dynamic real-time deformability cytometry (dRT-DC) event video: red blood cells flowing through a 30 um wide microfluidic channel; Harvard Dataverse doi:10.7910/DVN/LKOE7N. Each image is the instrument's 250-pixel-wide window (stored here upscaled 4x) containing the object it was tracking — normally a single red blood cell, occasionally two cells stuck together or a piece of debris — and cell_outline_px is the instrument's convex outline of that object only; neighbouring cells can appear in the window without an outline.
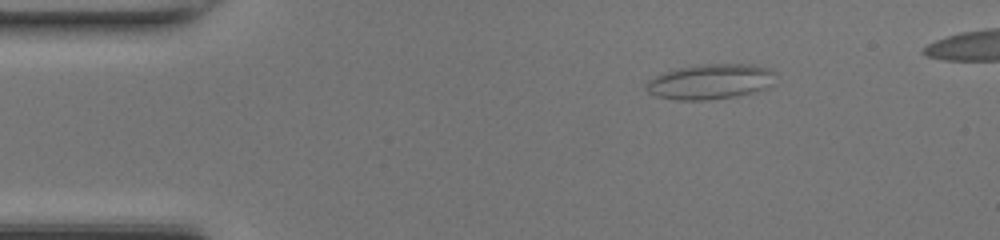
{"species": "common noctule bat (a hibernating species)", "species_latin": "Nyctalus noctula", "temperature_condition": "room temperature", "stored_images_in_passage": 42, "camera_frame_rate_fps": 3000, "um_per_image_px": 0.085, "animal": {"sex": "female", "body_mass_g": 17.0, "forearm_length_mm": 48.0}, "frame": {"image": 1, "passage_image": 2, "time_ms": 0.333, "image_size_px": [1000, 240], "cell_outline_px": [[772, 72], [768, 88], [736, 96], [704, 100], [676, 100], [656, 96], [648, 92], [648, 80], [656, 76], [680, 68], [704, 64], [748, 64], [764, 68]], "centroid_in_image_um": [60.33, 6.95], "position_along_channel_um": 24.7, "area_um2": 25.61}}
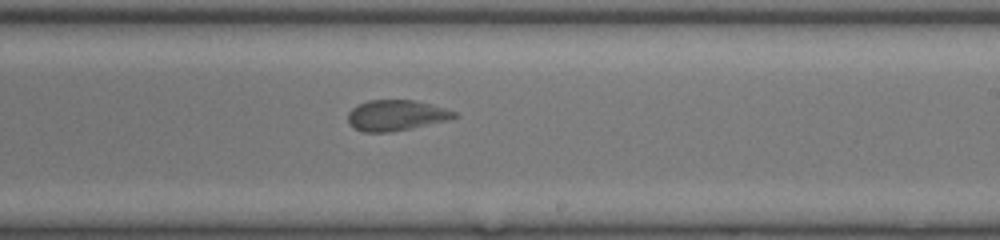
{"frame": {"image": 2, "passage_image": 23, "time_ms": 7.333, "image_size_px": [1000, 240], "cell_outline_px": [[460, 116], [412, 128], [392, 132], [364, 132], [356, 128], [348, 120], [348, 112], [352, 108], [368, 100], [412, 100], [444, 108], [456, 112]], "centroid_in_image_um": [33.65, 9.8], "position_along_channel_um": 255.3, "area_um2": 18.61}}
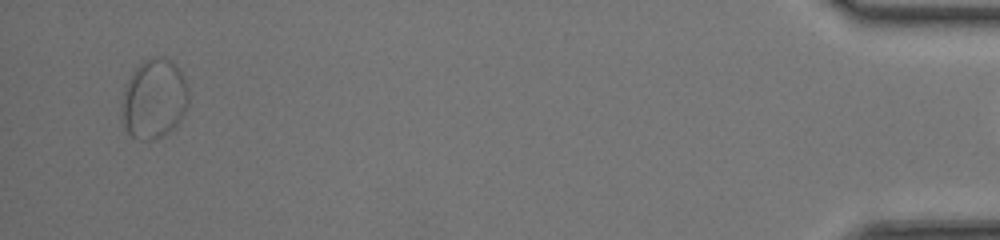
{"frame": {"image": 3, "passage_image": 41, "time_ms": 13.333, "image_size_px": [1000, 240], "cell_outline_px": [[188, 104], [180, 120], [164, 136], [156, 140], [140, 140], [132, 136], [128, 132], [124, 124], [120, 108], [124, 88], [132, 72], [144, 60], [152, 56], [164, 56], [172, 60], [184, 76], [188, 88]], "centroid_in_image_um": [13.09, 8.39], "position_along_channel_um": 422.1, "area_um2": 31.33}}